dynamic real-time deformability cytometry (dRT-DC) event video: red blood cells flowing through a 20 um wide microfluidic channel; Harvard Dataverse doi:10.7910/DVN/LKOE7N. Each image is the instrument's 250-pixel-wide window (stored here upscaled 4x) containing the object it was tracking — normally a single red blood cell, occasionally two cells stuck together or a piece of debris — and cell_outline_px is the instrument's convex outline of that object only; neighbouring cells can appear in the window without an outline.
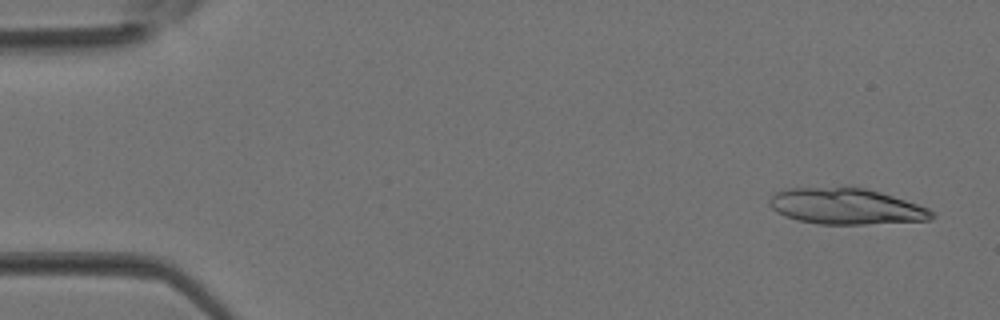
{"species": "Egyptian fruit bat (a non-hibernating species)", "species_latin": "Rousettus aegyptiacus", "temperature_condition": "room temperature", "stored_images_in_passage": 38, "segment_of_instrument_passage": [1, 2], "camera_frame_rate_fps": 3000, "um_per_image_px": 0.085, "animal": {"sex": "female"}, "frame": {"image": 1, "passage_image": 2, "time_ms": 0.333, "image_size_px": [1000, 320], "cell_outline_px": [[936, 216], [932, 220], [864, 224], [820, 224], [796, 220], [776, 212], [768, 204], [768, 200], [776, 192], [788, 188], [844, 184], [864, 188], [880, 192], [928, 208]], "centroid_in_image_um": [71.86, 17.5], "position_along_channel_um": 13.1, "area_um2": 34.8}}